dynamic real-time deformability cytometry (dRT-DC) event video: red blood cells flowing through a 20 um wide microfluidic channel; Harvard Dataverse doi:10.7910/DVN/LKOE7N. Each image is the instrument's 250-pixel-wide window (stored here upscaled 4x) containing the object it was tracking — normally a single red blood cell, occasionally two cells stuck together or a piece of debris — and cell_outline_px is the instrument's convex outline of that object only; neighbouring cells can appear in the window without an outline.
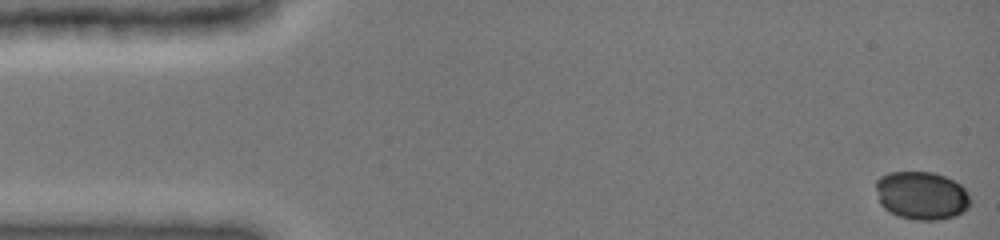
{"species": "common noctule bat (a hibernating species)", "species_latin": "Nyctalus noctula", "temperature_condition": "cold", "stored_images_in_passage": 28, "camera_frame_rate_fps": 3000, "um_per_image_px": 0.085, "animal": {"sex": "female", "body_mass_g": 19.0, "forearm_length_mm": 51.5}, "frame": {"image": 1, "passage_image": 1, "time_ms": 0.0, "image_size_px": [1000, 240], "cell_outline_px": [[972, 204], [968, 208], [956, 216], [936, 220], [916, 220], [900, 216], [884, 208], [880, 204], [876, 188], [876, 180], [880, 176], [888, 172], [932, 172], [944, 176], [960, 184], [968, 192], [972, 200]], "centroid_in_image_um": [78.36, 16.62], "position_along_channel_um": 6.6, "area_um2": 26.65}}
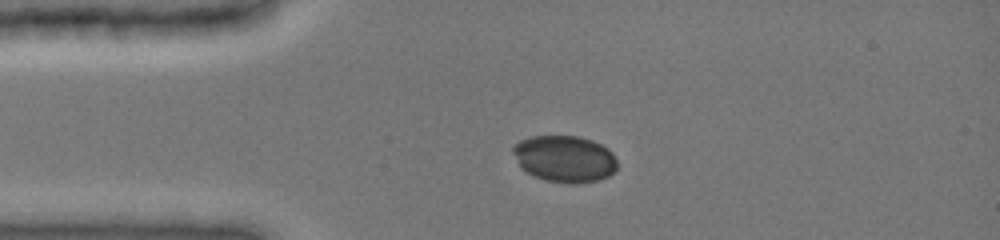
{"frame": {"image": 2, "passage_image": 19, "time_ms": 3.333, "image_size_px": [1000, 240], "cell_outline_px": [[616, 168], [608, 176], [596, 180], [568, 184], [548, 180], [536, 176], [520, 168], [512, 152], [512, 148], [520, 140], [532, 136], [580, 136], [592, 140], [608, 148], [612, 152], [616, 160]], "centroid_in_image_um": [47.98, 13.48], "position_along_channel_um": 37.0, "area_um2": 28.15}}